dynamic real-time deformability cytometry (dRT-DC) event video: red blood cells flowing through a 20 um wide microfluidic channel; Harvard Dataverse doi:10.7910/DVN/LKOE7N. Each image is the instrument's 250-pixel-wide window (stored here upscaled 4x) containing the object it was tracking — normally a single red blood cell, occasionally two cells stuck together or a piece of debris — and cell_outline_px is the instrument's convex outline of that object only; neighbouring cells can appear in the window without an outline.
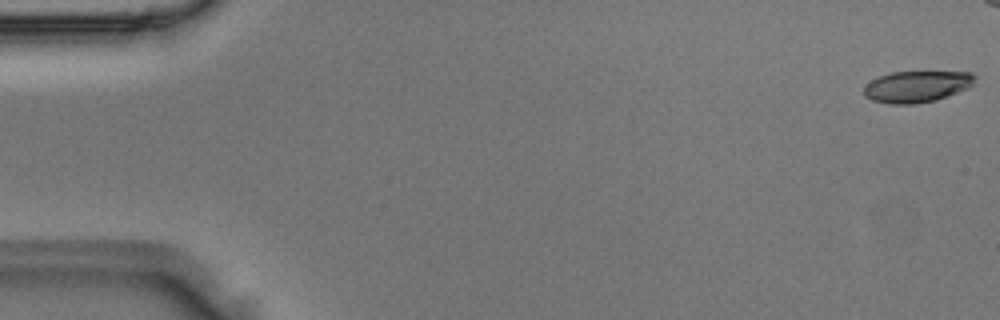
{"species": "Egyptian fruit bat (a non-hibernating species)", "species_latin": "Rousettus aegyptiacus", "temperature_condition": "room temperature", "stored_images_in_passage": 43, "camera_frame_rate_fps": 3000, "um_per_image_px": 0.085, "animal": {"sex": "male"}, "frame": {"image": 1, "passage_image": 1, "time_ms": 0.0, "image_size_px": [1000, 320], "cell_outline_px": [[976, 76], [972, 84], [968, 88], [936, 100], [916, 104], [888, 104], [872, 100], [864, 96], [864, 88], [876, 76], [892, 72], [972, 72]], "centroid_in_image_um": [77.91, 7.36], "position_along_channel_um": 7.1, "area_um2": 20.35}}
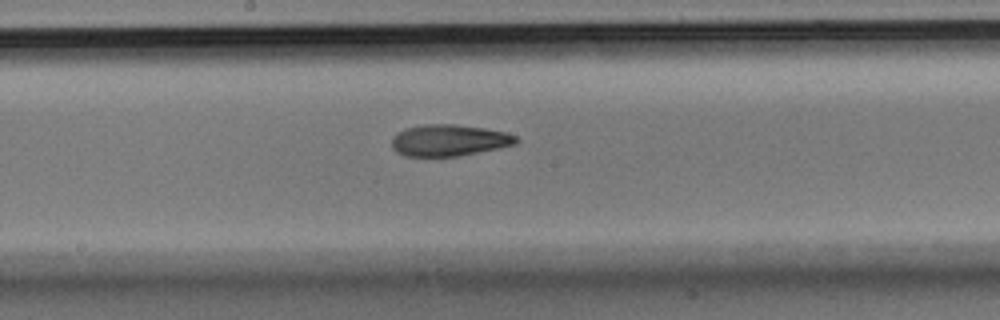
{"frame": {"image": 2, "passage_image": 26, "time_ms": 8.333, "image_size_px": [1000, 320], "cell_outline_px": [[520, 140], [516, 144], [500, 148], [460, 156], [404, 156], [396, 152], [392, 148], [392, 136], [396, 132], [404, 128], [424, 124], [456, 124], [484, 128], [504, 132], [516, 136]], "centroid_in_image_um": [38.15, 11.92], "position_along_channel_um": 210.1, "area_um2": 23.12}}
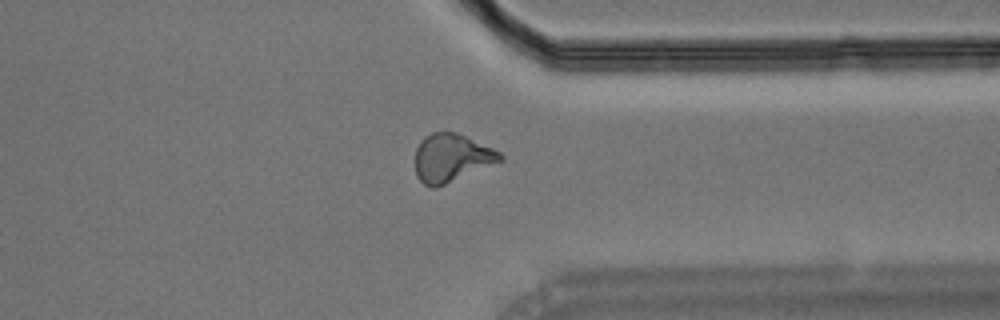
{"frame": {"image": 3, "passage_image": 38, "time_ms": 12.333, "image_size_px": [1000, 320], "cell_outline_px": [[504, 160], [436, 188], [432, 188], [424, 184], [416, 176], [416, 148], [420, 140], [424, 136], [432, 132], [456, 132], [492, 148], [500, 152], [504, 156]], "centroid_in_image_um": [38.37, 13.42], "position_along_channel_um": 373.0, "area_um2": 23.76}}